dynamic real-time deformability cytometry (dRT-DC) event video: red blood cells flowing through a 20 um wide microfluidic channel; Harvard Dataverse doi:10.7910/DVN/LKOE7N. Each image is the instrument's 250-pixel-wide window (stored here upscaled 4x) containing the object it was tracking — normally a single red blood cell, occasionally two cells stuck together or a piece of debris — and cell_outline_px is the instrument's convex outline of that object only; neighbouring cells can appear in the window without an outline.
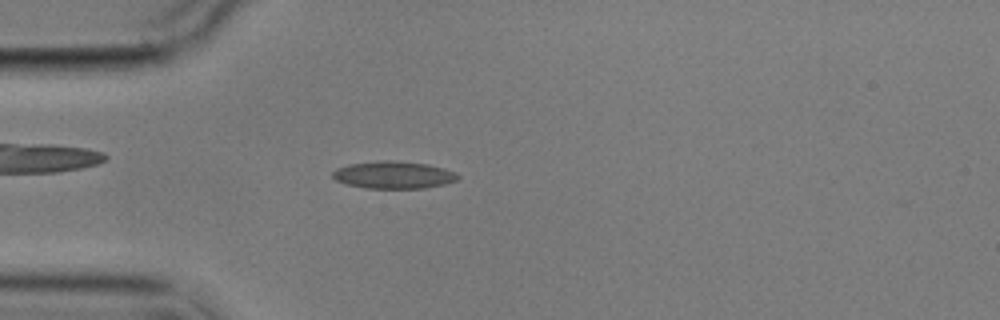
{"species": "common noctule bat (a hibernating species)", "species_latin": "Nyctalus noctula", "temperature_condition": "cold", "stored_images_in_passage": 5, "camera_frame_rate_fps": 3000, "um_per_image_px": 0.085, "animal": {"sex": "male", "body_mass_g": 17.9}, "frame": {"image": 1, "passage_image": 4, "time_ms": 4.333, "image_size_px": [1000, 320], "cell_outline_px": [[460, 176], [456, 180], [444, 184], [424, 188], [368, 188], [348, 184], [336, 180], [332, 176], [332, 172], [336, 168], [348, 164], [384, 160], [388, 160], [428, 164], [444, 168], [456, 172]], "centroid_in_image_um": [33.46, 14.86], "position_along_channel_um": 51.5, "area_um2": 19.83}}